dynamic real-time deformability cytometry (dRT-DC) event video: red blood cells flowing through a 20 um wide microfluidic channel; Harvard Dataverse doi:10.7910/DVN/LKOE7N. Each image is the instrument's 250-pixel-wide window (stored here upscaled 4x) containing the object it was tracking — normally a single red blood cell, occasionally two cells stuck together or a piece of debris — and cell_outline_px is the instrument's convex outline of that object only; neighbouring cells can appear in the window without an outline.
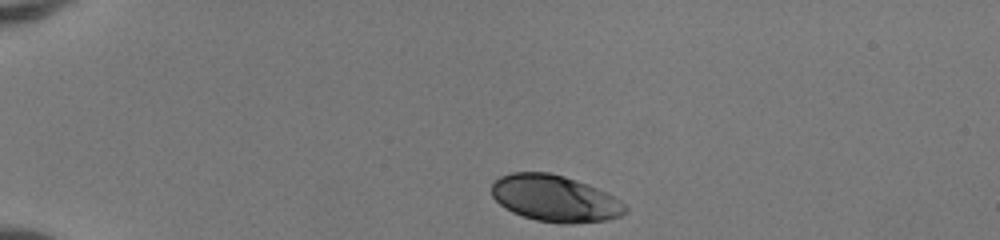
{"species": "human", "species_latin": "Homo sapiens", "temperature_condition": "room temperature", "stored_images_in_passage": 34, "camera_frame_rate_fps": 3000, "um_per_image_px": 0.085, "donor": {"sex": "female"}, "frame": {"image": 1, "passage_image": 1, "time_ms": 0.0, "image_size_px": [1000, 240], "cell_outline_px": [[628, 212], [620, 216], [608, 220], [572, 224], [560, 224], [536, 220], [512, 212], [504, 208], [492, 196], [492, 184], [500, 176], [512, 172], [548, 172], [564, 176], [588, 184], [620, 200], [628, 208]], "centroid_in_image_um": [47.17, 16.88], "position_along_channel_um": 37.8, "area_um2": 36.3}}
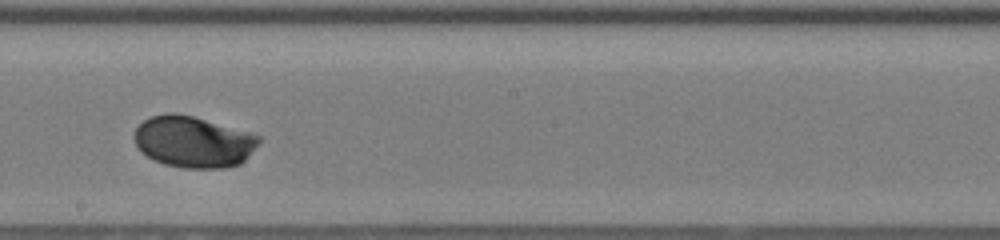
{"frame": {"image": 2, "passage_image": 20, "time_ms": 6.333, "image_size_px": [1000, 240], "cell_outline_px": [[260, 140], [248, 156], [240, 164], [224, 168], [184, 168], [164, 164], [152, 160], [136, 144], [132, 136], [136, 128], [144, 120], [152, 116], [168, 112], [172, 112], [192, 116], [252, 132], [260, 136]], "centroid_in_image_um": [16.43, 12.05], "position_along_channel_um": 231.8, "area_um2": 37.28}}
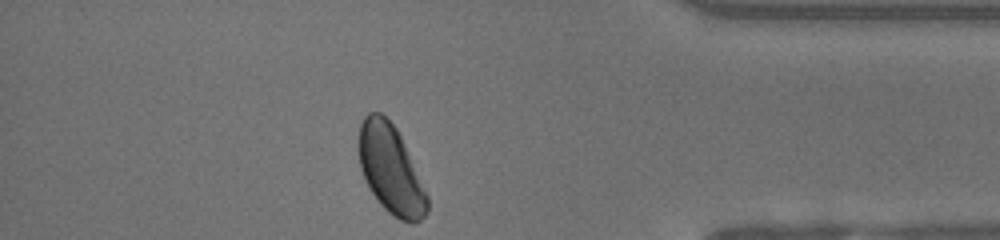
{"frame": {"image": 3, "passage_image": 34, "time_ms": 11.0, "image_size_px": [1000, 240], "cell_outline_px": [[428, 212], [416, 224], [412, 224], [400, 220], [388, 212], [380, 204], [368, 188], [364, 180], [360, 168], [360, 124], [364, 116], [368, 112], [380, 112], [396, 128], [400, 136], [428, 196]], "centroid_in_image_um": [33.21, 14.45], "position_along_channel_um": 402.0, "area_um2": 34.97}, "authors_computed_cell_mechanics": {"area_um2": 36.7897, "velocity_mm_per_s": 4.1246, "shape_relaxation_time_tau1_ms": 2.2401, "shape_relaxation_time_tau2_ms": null, "deformation_change_tau1": 0.1275, "deformation_change_tau2": null}}